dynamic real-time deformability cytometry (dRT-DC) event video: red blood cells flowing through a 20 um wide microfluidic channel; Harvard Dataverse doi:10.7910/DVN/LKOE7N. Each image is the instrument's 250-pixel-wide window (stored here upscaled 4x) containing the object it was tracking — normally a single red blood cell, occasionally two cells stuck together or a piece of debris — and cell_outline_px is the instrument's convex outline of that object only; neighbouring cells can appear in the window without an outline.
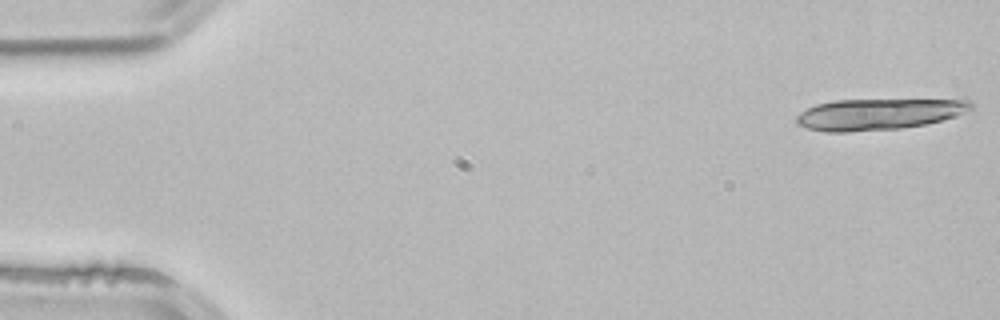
{"species": "common noctule bat (a hibernating species)", "species_latin": "Nyctalus noctula", "temperature_condition": "room temperature", "stored_images_in_passage": 13, "camera_frame_rate_fps": 3000, "um_per_image_px": 0.085, "animal": {"sex": "male", "body_mass_g": 21.5, "forearm_length_mm": 52.0}, "frame": {"image": 1, "passage_image": 1, "time_ms": 0.0, "image_size_px": [1000, 320], "cell_outline_px": [[972, 108], [956, 116], [944, 120], [924, 124], [900, 128], [848, 132], [828, 132], [808, 128], [796, 124], [796, 116], [800, 112], [816, 104], [836, 100], [968, 100], [972, 104]], "centroid_in_image_um": [74.63, 9.71], "position_along_channel_um": 10.4, "area_um2": 31.44}}